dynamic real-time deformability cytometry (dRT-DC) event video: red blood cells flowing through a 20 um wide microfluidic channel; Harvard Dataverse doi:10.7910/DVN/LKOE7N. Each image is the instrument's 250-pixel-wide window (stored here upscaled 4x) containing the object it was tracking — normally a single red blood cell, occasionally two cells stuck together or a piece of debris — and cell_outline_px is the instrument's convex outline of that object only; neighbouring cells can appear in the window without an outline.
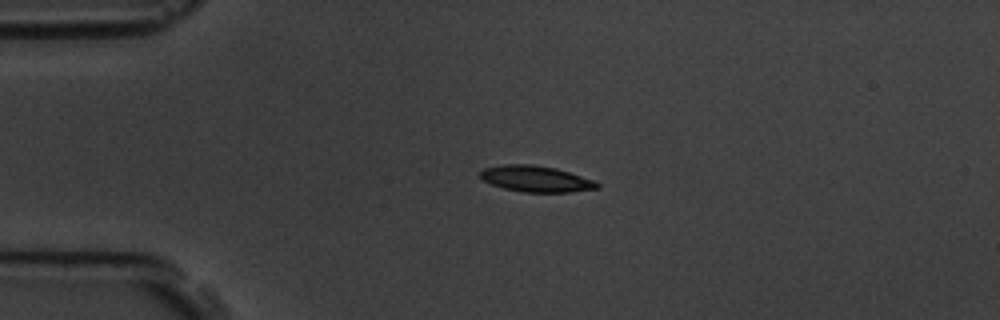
{"species": "common noctule bat (a hibernating species)", "species_latin": "Nyctalus noctula", "temperature_condition": "room temperature", "stored_images_in_passage": 3, "camera_frame_rate_fps": 3000, "um_per_image_px": 0.085, "animal": {"sex": "male", "body_mass_g": 19.5, "forearm_length_mm": 54.6}, "frame": {"image": 1, "passage_image": 1, "time_ms": 0.0, "image_size_px": [1000, 320], "cell_outline_px": [[600, 188], [572, 192], [524, 192], [504, 188], [492, 184], [484, 180], [480, 176], [480, 172], [484, 168], [504, 164], [532, 164], [556, 168], [596, 180], [600, 184]], "centroid_in_image_um": [45.61, 15.2], "position_along_channel_um": 39.4, "area_um2": 17.86}}
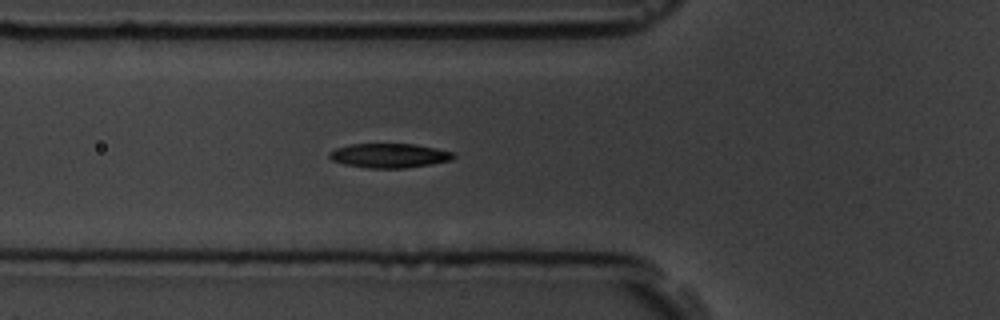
{"frame": {"image": 2, "passage_image": 3, "time_ms": 2.333, "image_size_px": [1000, 320], "cell_outline_px": [[456, 156], [452, 160], [432, 164], [404, 168], [368, 168], [344, 164], [332, 160], [328, 156], [328, 152], [336, 148], [352, 144], [412, 144], [436, 148], [452, 152]], "centroid_in_image_um": [33.08, 13.23], "position_along_channel_um": 92.7, "area_um2": 17.57}}